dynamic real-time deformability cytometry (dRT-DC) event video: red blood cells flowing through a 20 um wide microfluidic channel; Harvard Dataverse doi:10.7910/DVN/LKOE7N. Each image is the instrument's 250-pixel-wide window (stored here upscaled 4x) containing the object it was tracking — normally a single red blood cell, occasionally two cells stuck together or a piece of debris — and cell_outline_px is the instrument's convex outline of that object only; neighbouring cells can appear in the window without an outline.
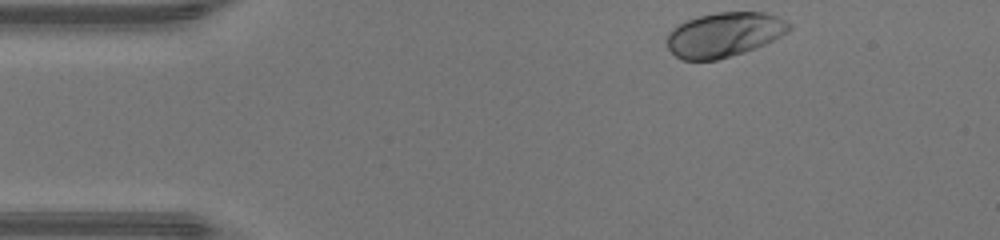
{"species": "human", "species_latin": "Homo sapiens", "temperature_condition": "warm", "stored_images_in_passage": 34, "camera_frame_rate_fps": 3000, "um_per_image_px": 0.085, "donor": {"sex": "male"}, "frame": {"image": 1, "passage_image": 1, "time_ms": 0.0, "image_size_px": [1000, 240], "cell_outline_px": [[792, 28], [788, 32], [756, 48], [744, 52], [716, 60], [684, 60], [676, 56], [668, 48], [668, 32], [672, 28], [688, 20], [700, 16], [716, 12], [764, 12], [776, 16], [792, 24]], "centroid_in_image_um": [61.57, 2.94], "position_along_channel_um": 23.4, "area_um2": 31.5}}
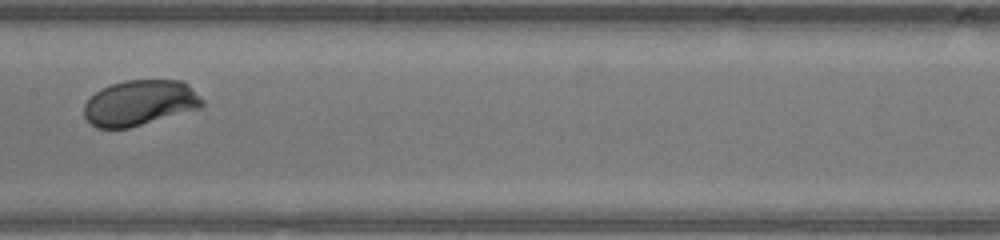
{"frame": {"image": 2, "passage_image": 18, "time_ms": 5.667, "image_size_px": [1000, 240], "cell_outline_px": [[204, 104], [200, 108], [128, 128], [96, 128], [84, 116], [84, 104], [100, 88], [124, 80], [184, 80], [204, 100]], "centroid_in_image_um": [11.89, 8.73], "position_along_channel_um": 195.5, "area_um2": 31.27}}
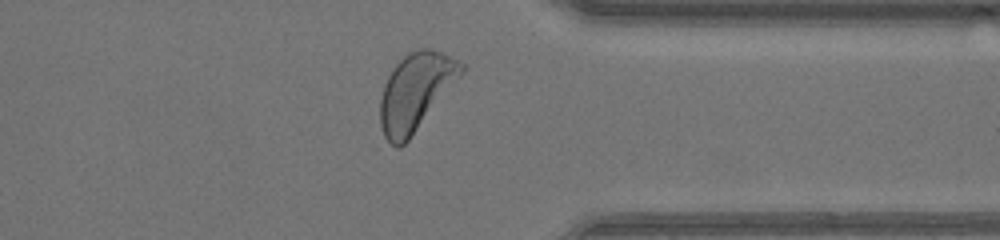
{"frame": {"image": 3, "passage_image": 31, "time_ms": 10.0, "image_size_px": [1000, 240], "cell_outline_px": [[468, 68], [408, 140], [400, 148], [396, 148], [384, 136], [380, 124], [380, 100], [384, 84], [388, 76], [396, 64], [408, 52], [420, 48], [432, 48], [460, 60], [468, 64]], "centroid_in_image_um": [35.37, 7.77], "position_along_channel_um": 376.0, "area_um2": 36.7}, "authors_computed_cell_mechanics": {"area_um2": 31.5588, "velocity_mm_per_s": 4.3312, "shape_relaxation_time_tau1_ms": 1.4969, "shape_relaxation_time_tau2_ms": 6.8577, "deformation_change_tau1": 0.1065, "deformation_change_tau2": 0.2239}}